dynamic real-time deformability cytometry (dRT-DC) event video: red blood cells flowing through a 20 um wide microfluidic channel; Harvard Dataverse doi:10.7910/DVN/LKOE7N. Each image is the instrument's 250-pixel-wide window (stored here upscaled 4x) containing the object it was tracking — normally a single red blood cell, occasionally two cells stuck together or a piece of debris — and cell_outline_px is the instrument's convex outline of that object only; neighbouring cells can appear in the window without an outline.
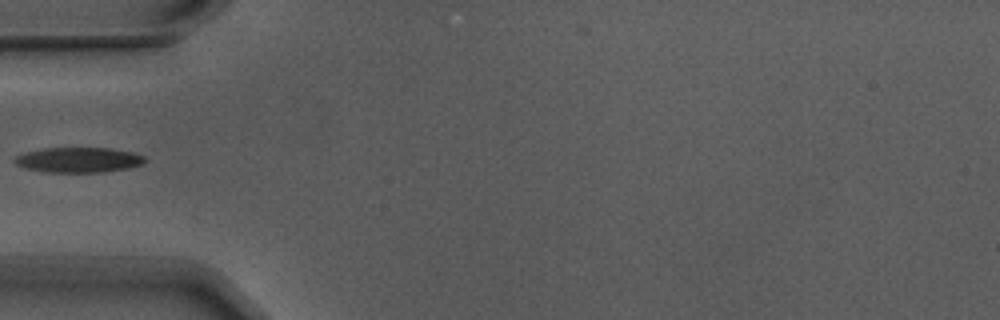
{"species": "Egyptian fruit bat (a non-hibernating species)", "species_latin": "Rousettus aegyptiacus", "temperature_condition": "warm", "stored_images_in_passage": 4, "camera_frame_rate_fps": 3000, "um_per_image_px": 0.085, "animal": {"sex": "male"}, "frame": {"image": 1, "passage_image": 4, "time_ms": 1.0, "image_size_px": [1000, 320], "cell_outline_px": [[144, 164], [128, 168], [104, 172], [48, 172], [24, 168], [16, 164], [12, 160], [16, 156], [24, 152], [44, 148], [108, 148], [132, 152], [144, 156]], "centroid_in_image_um": [6.65, 13.59], "position_along_channel_um": 78.4, "area_um2": 19.07}}